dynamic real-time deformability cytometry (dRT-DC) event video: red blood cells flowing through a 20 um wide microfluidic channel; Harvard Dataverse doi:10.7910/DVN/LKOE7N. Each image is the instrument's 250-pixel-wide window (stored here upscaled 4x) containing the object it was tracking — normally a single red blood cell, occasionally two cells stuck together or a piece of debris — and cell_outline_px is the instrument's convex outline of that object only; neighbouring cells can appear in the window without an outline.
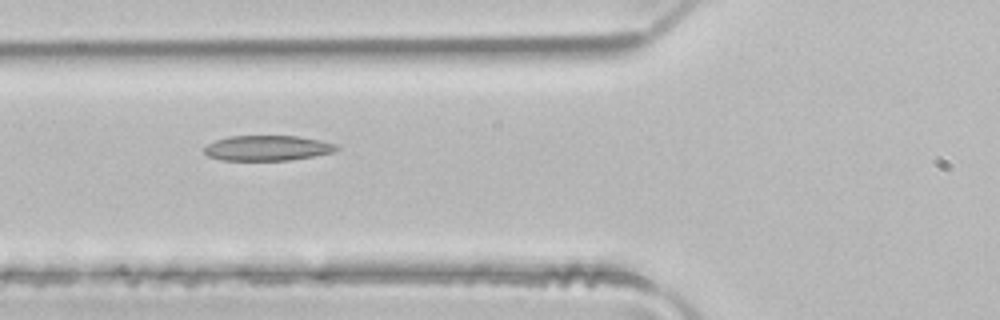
{"species": "common noctule bat (a hibernating species)", "species_latin": "Nyctalus noctula", "temperature_condition": "room temperature", "stored_images_in_passage": 8, "camera_frame_rate_fps": 3000, "um_per_image_px": 0.085, "animal": {"sex": "male", "body_mass_g": 21.5, "forearm_length_mm": 52.0}, "frame": {"image": 1, "passage_image": 6, "time_ms": 1.667, "image_size_px": [1000, 320], "cell_outline_px": [[340, 148], [332, 152], [312, 156], [288, 160], [220, 160], [208, 156], [204, 152], [204, 148], [208, 144], [216, 140], [228, 136], [300, 136], [320, 140], [336, 144]], "centroid_in_image_um": [22.72, 12.58], "position_along_channel_um": 103.1, "area_um2": 19.36}}
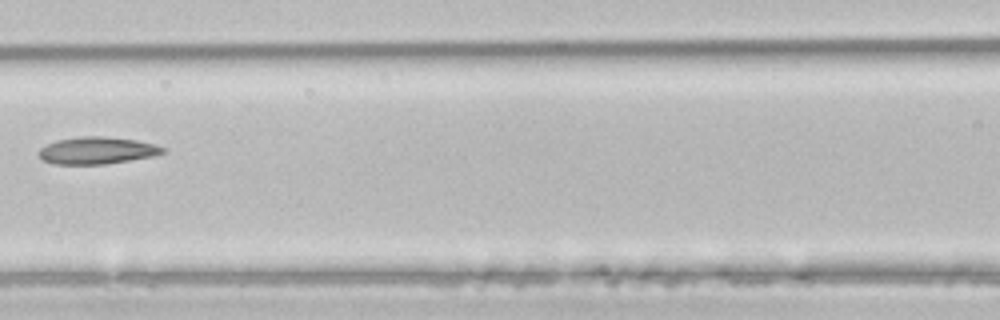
{"frame": {"image": 2, "passage_image": 7, "time_ms": 2.0, "image_size_px": [1000, 320], "cell_outline_px": [[164, 152], [152, 156], [104, 164], [52, 164], [44, 160], [40, 156], [40, 148], [56, 140], [80, 136], [104, 136], [136, 140], [156, 144], [164, 148]], "centroid_in_image_um": [8.24, 12.78], "position_along_channel_um": 158.4, "area_um2": 19.36}}